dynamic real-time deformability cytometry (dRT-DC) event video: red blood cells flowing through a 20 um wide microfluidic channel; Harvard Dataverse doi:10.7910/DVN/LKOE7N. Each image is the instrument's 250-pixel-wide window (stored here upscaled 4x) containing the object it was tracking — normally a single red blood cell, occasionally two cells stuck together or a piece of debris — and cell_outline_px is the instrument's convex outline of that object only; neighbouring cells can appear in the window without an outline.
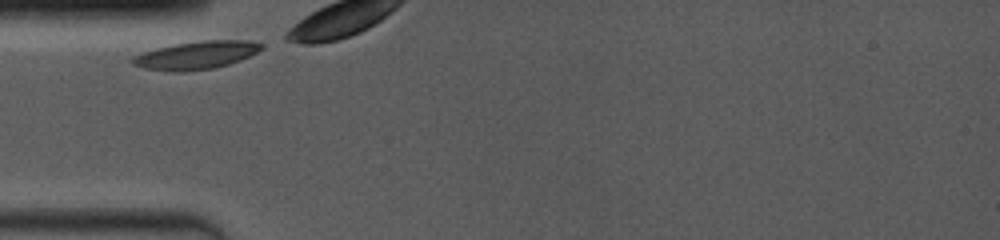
{"species": "common noctule bat (a hibernating species)", "species_latin": "Nyctalus noctula", "temperature_condition": "room temperature", "stored_images_in_passage": 7, "camera_frame_rate_fps": 4000, "um_per_image_px": 0.085, "animal": {"sex": "female", "body_mass_g": 19.0, "forearm_length_mm": 53.3}, "frame": {"image": 1, "passage_image": 1, "time_ms": 0.0, "image_size_px": [1000, 240], "cell_outline_px": [[264, 48], [240, 60], [228, 64], [212, 68], [184, 72], [168, 72], [144, 68], [132, 64], [132, 56], [156, 48], [176, 44], [204, 40], [248, 40], [264, 44]], "centroid_in_image_um": [16.67, 4.69], "position_along_channel_um": 68.3, "area_um2": 20.98}}